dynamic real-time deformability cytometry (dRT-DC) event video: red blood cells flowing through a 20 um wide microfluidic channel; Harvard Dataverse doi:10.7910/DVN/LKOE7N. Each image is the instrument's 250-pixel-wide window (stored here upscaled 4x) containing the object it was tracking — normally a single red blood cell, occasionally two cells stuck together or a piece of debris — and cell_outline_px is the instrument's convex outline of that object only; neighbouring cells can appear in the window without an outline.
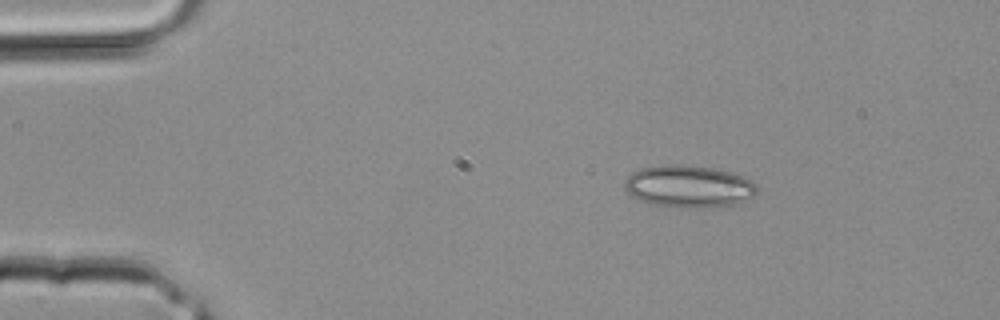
{"species": "common noctule bat (a hibernating species)", "species_latin": "Nyctalus noctula", "temperature_condition": "room temperature", "stored_images_in_passage": 1, "camera_frame_rate_fps": 3000, "um_per_image_px": 0.085, "animal": {"sex": "male", "body_mass_g": 20.4}, "frame": {"image": 1, "passage_image": 1, "time_ms": 0.0, "image_size_px": [1000, 320], "cell_outline_px": [[756, 192], [752, 196], [736, 204], [712, 208], [680, 208], [648, 204], [632, 196], [624, 188], [624, 180], [632, 172], [640, 168], [660, 164], [688, 164], [716, 168], [752, 180], [756, 184]], "centroid_in_image_um": [58.5, 15.84], "position_along_channel_um": 26.5, "area_um2": 33.12}}